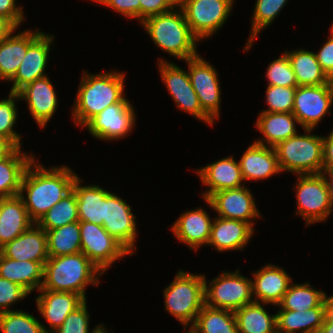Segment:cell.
Listing matches in <instances>:
<instances>
[{
	"instance_id": "1",
	"label": "cell",
	"mask_w": 333,
	"mask_h": 333,
	"mask_svg": "<svg viewBox=\"0 0 333 333\" xmlns=\"http://www.w3.org/2000/svg\"><path fill=\"white\" fill-rule=\"evenodd\" d=\"M35 161L34 158L23 175L19 196L30 219L37 223L49 209L72 191L78 175L67 166L48 169Z\"/></svg>"
},
{
	"instance_id": "2",
	"label": "cell",
	"mask_w": 333,
	"mask_h": 333,
	"mask_svg": "<svg viewBox=\"0 0 333 333\" xmlns=\"http://www.w3.org/2000/svg\"><path fill=\"white\" fill-rule=\"evenodd\" d=\"M85 72L83 71L71 115L74 124L82 128L105 108L119 103L125 97V72Z\"/></svg>"
},
{
	"instance_id": "3",
	"label": "cell",
	"mask_w": 333,
	"mask_h": 333,
	"mask_svg": "<svg viewBox=\"0 0 333 333\" xmlns=\"http://www.w3.org/2000/svg\"><path fill=\"white\" fill-rule=\"evenodd\" d=\"M103 274L82 252L49 257L44 264L40 290L76 293L87 300V285L98 286Z\"/></svg>"
},
{
	"instance_id": "4",
	"label": "cell",
	"mask_w": 333,
	"mask_h": 333,
	"mask_svg": "<svg viewBox=\"0 0 333 333\" xmlns=\"http://www.w3.org/2000/svg\"><path fill=\"white\" fill-rule=\"evenodd\" d=\"M177 9L151 16L140 24L158 48L184 61L199 54V40L192 34L183 10L179 6Z\"/></svg>"
},
{
	"instance_id": "5",
	"label": "cell",
	"mask_w": 333,
	"mask_h": 333,
	"mask_svg": "<svg viewBox=\"0 0 333 333\" xmlns=\"http://www.w3.org/2000/svg\"><path fill=\"white\" fill-rule=\"evenodd\" d=\"M204 285V274H192L179 269L174 280L163 291L165 310L173 315L185 330L195 323L197 315L205 305Z\"/></svg>"
},
{
	"instance_id": "6",
	"label": "cell",
	"mask_w": 333,
	"mask_h": 333,
	"mask_svg": "<svg viewBox=\"0 0 333 333\" xmlns=\"http://www.w3.org/2000/svg\"><path fill=\"white\" fill-rule=\"evenodd\" d=\"M280 143L274 149L281 172L297 175L323 173V136L314 135L313 129H304Z\"/></svg>"
},
{
	"instance_id": "7",
	"label": "cell",
	"mask_w": 333,
	"mask_h": 333,
	"mask_svg": "<svg viewBox=\"0 0 333 333\" xmlns=\"http://www.w3.org/2000/svg\"><path fill=\"white\" fill-rule=\"evenodd\" d=\"M296 215L306 221V225L326 221L333 212V198L325 173L297 175Z\"/></svg>"
},
{
	"instance_id": "8",
	"label": "cell",
	"mask_w": 333,
	"mask_h": 333,
	"mask_svg": "<svg viewBox=\"0 0 333 333\" xmlns=\"http://www.w3.org/2000/svg\"><path fill=\"white\" fill-rule=\"evenodd\" d=\"M225 271L212 279L208 285L205 278V305L216 309L235 311L254 302L252 280L239 273Z\"/></svg>"
},
{
	"instance_id": "9",
	"label": "cell",
	"mask_w": 333,
	"mask_h": 333,
	"mask_svg": "<svg viewBox=\"0 0 333 333\" xmlns=\"http://www.w3.org/2000/svg\"><path fill=\"white\" fill-rule=\"evenodd\" d=\"M234 0H179L192 34L199 40L212 37L228 20Z\"/></svg>"
},
{
	"instance_id": "10",
	"label": "cell",
	"mask_w": 333,
	"mask_h": 333,
	"mask_svg": "<svg viewBox=\"0 0 333 333\" xmlns=\"http://www.w3.org/2000/svg\"><path fill=\"white\" fill-rule=\"evenodd\" d=\"M81 252L103 273L131 253L101 225L80 221Z\"/></svg>"
},
{
	"instance_id": "11",
	"label": "cell",
	"mask_w": 333,
	"mask_h": 333,
	"mask_svg": "<svg viewBox=\"0 0 333 333\" xmlns=\"http://www.w3.org/2000/svg\"><path fill=\"white\" fill-rule=\"evenodd\" d=\"M160 77L166 85L177 108L191 114L196 119L213 126L214 122L203 112L198 96L192 87L188 71L164 59H158Z\"/></svg>"
},
{
	"instance_id": "12",
	"label": "cell",
	"mask_w": 333,
	"mask_h": 333,
	"mask_svg": "<svg viewBox=\"0 0 333 333\" xmlns=\"http://www.w3.org/2000/svg\"><path fill=\"white\" fill-rule=\"evenodd\" d=\"M188 73L203 112L214 122L220 116L221 89L218 74L213 65L199 54L185 60Z\"/></svg>"
},
{
	"instance_id": "13",
	"label": "cell",
	"mask_w": 333,
	"mask_h": 333,
	"mask_svg": "<svg viewBox=\"0 0 333 333\" xmlns=\"http://www.w3.org/2000/svg\"><path fill=\"white\" fill-rule=\"evenodd\" d=\"M333 104V84L298 86L292 114L303 129L316 128Z\"/></svg>"
},
{
	"instance_id": "14",
	"label": "cell",
	"mask_w": 333,
	"mask_h": 333,
	"mask_svg": "<svg viewBox=\"0 0 333 333\" xmlns=\"http://www.w3.org/2000/svg\"><path fill=\"white\" fill-rule=\"evenodd\" d=\"M135 120L134 107L124 97L94 116L84 127L94 138L113 141L128 136L136 124Z\"/></svg>"
},
{
	"instance_id": "15",
	"label": "cell",
	"mask_w": 333,
	"mask_h": 333,
	"mask_svg": "<svg viewBox=\"0 0 333 333\" xmlns=\"http://www.w3.org/2000/svg\"><path fill=\"white\" fill-rule=\"evenodd\" d=\"M125 201L111 192L105 197L103 227L133 255L138 232L136 217Z\"/></svg>"
},
{
	"instance_id": "16",
	"label": "cell",
	"mask_w": 333,
	"mask_h": 333,
	"mask_svg": "<svg viewBox=\"0 0 333 333\" xmlns=\"http://www.w3.org/2000/svg\"><path fill=\"white\" fill-rule=\"evenodd\" d=\"M251 191L245 187L217 191L208 199H204L208 206L217 212L218 217L241 220L254 227V219L261 213L255 204Z\"/></svg>"
},
{
	"instance_id": "17",
	"label": "cell",
	"mask_w": 333,
	"mask_h": 333,
	"mask_svg": "<svg viewBox=\"0 0 333 333\" xmlns=\"http://www.w3.org/2000/svg\"><path fill=\"white\" fill-rule=\"evenodd\" d=\"M54 35L43 32L27 49V53L17 69L15 76L10 80L13 85L11 93H17L21 88L36 79L47 76L45 73L48 64L50 48L53 46Z\"/></svg>"
},
{
	"instance_id": "18",
	"label": "cell",
	"mask_w": 333,
	"mask_h": 333,
	"mask_svg": "<svg viewBox=\"0 0 333 333\" xmlns=\"http://www.w3.org/2000/svg\"><path fill=\"white\" fill-rule=\"evenodd\" d=\"M17 94L21 101L27 102L30 115L36 124L41 128L47 126L58 107L57 95L49 76L27 84Z\"/></svg>"
},
{
	"instance_id": "19",
	"label": "cell",
	"mask_w": 333,
	"mask_h": 333,
	"mask_svg": "<svg viewBox=\"0 0 333 333\" xmlns=\"http://www.w3.org/2000/svg\"><path fill=\"white\" fill-rule=\"evenodd\" d=\"M252 275L254 302L263 303V305L277 306L292 282L291 276L283 268L274 264L264 265Z\"/></svg>"
},
{
	"instance_id": "20",
	"label": "cell",
	"mask_w": 333,
	"mask_h": 333,
	"mask_svg": "<svg viewBox=\"0 0 333 333\" xmlns=\"http://www.w3.org/2000/svg\"><path fill=\"white\" fill-rule=\"evenodd\" d=\"M0 253L17 261L46 262L49 258L47 233L37 223L0 248Z\"/></svg>"
},
{
	"instance_id": "21",
	"label": "cell",
	"mask_w": 333,
	"mask_h": 333,
	"mask_svg": "<svg viewBox=\"0 0 333 333\" xmlns=\"http://www.w3.org/2000/svg\"><path fill=\"white\" fill-rule=\"evenodd\" d=\"M195 171L200 176L203 185L207 187V191L202 193L204 199H208L217 191L244 186L239 163L231 155Z\"/></svg>"
},
{
	"instance_id": "22",
	"label": "cell",
	"mask_w": 333,
	"mask_h": 333,
	"mask_svg": "<svg viewBox=\"0 0 333 333\" xmlns=\"http://www.w3.org/2000/svg\"><path fill=\"white\" fill-rule=\"evenodd\" d=\"M38 291L41 293L35 298L38 311L50 326V329H46V333L55 332L64 323L67 316L86 301L76 293Z\"/></svg>"
},
{
	"instance_id": "23",
	"label": "cell",
	"mask_w": 333,
	"mask_h": 333,
	"mask_svg": "<svg viewBox=\"0 0 333 333\" xmlns=\"http://www.w3.org/2000/svg\"><path fill=\"white\" fill-rule=\"evenodd\" d=\"M212 223L213 220L203 208H195L182 213L171 230L178 241L188 245L190 250H197L208 244Z\"/></svg>"
},
{
	"instance_id": "24",
	"label": "cell",
	"mask_w": 333,
	"mask_h": 333,
	"mask_svg": "<svg viewBox=\"0 0 333 333\" xmlns=\"http://www.w3.org/2000/svg\"><path fill=\"white\" fill-rule=\"evenodd\" d=\"M254 233V228L247 222L214 217L208 246L223 252L243 250Z\"/></svg>"
},
{
	"instance_id": "25",
	"label": "cell",
	"mask_w": 333,
	"mask_h": 333,
	"mask_svg": "<svg viewBox=\"0 0 333 333\" xmlns=\"http://www.w3.org/2000/svg\"><path fill=\"white\" fill-rule=\"evenodd\" d=\"M244 182L268 179L281 172L274 147L252 144L238 161Z\"/></svg>"
},
{
	"instance_id": "26",
	"label": "cell",
	"mask_w": 333,
	"mask_h": 333,
	"mask_svg": "<svg viewBox=\"0 0 333 333\" xmlns=\"http://www.w3.org/2000/svg\"><path fill=\"white\" fill-rule=\"evenodd\" d=\"M42 33L39 29L38 31L37 29L36 31L26 29L16 35L13 32L0 42V80L10 82L21 65L28 47Z\"/></svg>"
},
{
	"instance_id": "27",
	"label": "cell",
	"mask_w": 333,
	"mask_h": 333,
	"mask_svg": "<svg viewBox=\"0 0 333 333\" xmlns=\"http://www.w3.org/2000/svg\"><path fill=\"white\" fill-rule=\"evenodd\" d=\"M298 119L292 113L261 111L256 128L263 135V139L254 140V143L275 147L278 143L298 134L296 130Z\"/></svg>"
},
{
	"instance_id": "28",
	"label": "cell",
	"mask_w": 333,
	"mask_h": 333,
	"mask_svg": "<svg viewBox=\"0 0 333 333\" xmlns=\"http://www.w3.org/2000/svg\"><path fill=\"white\" fill-rule=\"evenodd\" d=\"M33 223L19 195L0 198V248L25 232Z\"/></svg>"
},
{
	"instance_id": "29",
	"label": "cell",
	"mask_w": 333,
	"mask_h": 333,
	"mask_svg": "<svg viewBox=\"0 0 333 333\" xmlns=\"http://www.w3.org/2000/svg\"><path fill=\"white\" fill-rule=\"evenodd\" d=\"M78 176L74 180L72 190L76 194L79 221H87L103 226L105 197L110 193L99 185H81Z\"/></svg>"
},
{
	"instance_id": "30",
	"label": "cell",
	"mask_w": 333,
	"mask_h": 333,
	"mask_svg": "<svg viewBox=\"0 0 333 333\" xmlns=\"http://www.w3.org/2000/svg\"><path fill=\"white\" fill-rule=\"evenodd\" d=\"M45 262L17 261L0 253V277L15 282L29 293L40 290Z\"/></svg>"
},
{
	"instance_id": "31",
	"label": "cell",
	"mask_w": 333,
	"mask_h": 333,
	"mask_svg": "<svg viewBox=\"0 0 333 333\" xmlns=\"http://www.w3.org/2000/svg\"><path fill=\"white\" fill-rule=\"evenodd\" d=\"M29 155V156H28ZM34 156L16 147L0 160V198L18 196L23 175Z\"/></svg>"
},
{
	"instance_id": "32",
	"label": "cell",
	"mask_w": 333,
	"mask_h": 333,
	"mask_svg": "<svg viewBox=\"0 0 333 333\" xmlns=\"http://www.w3.org/2000/svg\"><path fill=\"white\" fill-rule=\"evenodd\" d=\"M284 52L290 60L298 86L333 84V81L322 70L315 52L304 49Z\"/></svg>"
},
{
	"instance_id": "33",
	"label": "cell",
	"mask_w": 333,
	"mask_h": 333,
	"mask_svg": "<svg viewBox=\"0 0 333 333\" xmlns=\"http://www.w3.org/2000/svg\"><path fill=\"white\" fill-rule=\"evenodd\" d=\"M324 321V307L306 311L278 310L277 333H318Z\"/></svg>"
},
{
	"instance_id": "34",
	"label": "cell",
	"mask_w": 333,
	"mask_h": 333,
	"mask_svg": "<svg viewBox=\"0 0 333 333\" xmlns=\"http://www.w3.org/2000/svg\"><path fill=\"white\" fill-rule=\"evenodd\" d=\"M239 333H277L276 314L270 315L259 302L234 311Z\"/></svg>"
},
{
	"instance_id": "35",
	"label": "cell",
	"mask_w": 333,
	"mask_h": 333,
	"mask_svg": "<svg viewBox=\"0 0 333 333\" xmlns=\"http://www.w3.org/2000/svg\"><path fill=\"white\" fill-rule=\"evenodd\" d=\"M190 333H239L234 311L204 305L197 315Z\"/></svg>"
},
{
	"instance_id": "36",
	"label": "cell",
	"mask_w": 333,
	"mask_h": 333,
	"mask_svg": "<svg viewBox=\"0 0 333 333\" xmlns=\"http://www.w3.org/2000/svg\"><path fill=\"white\" fill-rule=\"evenodd\" d=\"M49 257H58L81 252L80 221L45 230Z\"/></svg>"
},
{
	"instance_id": "37",
	"label": "cell",
	"mask_w": 333,
	"mask_h": 333,
	"mask_svg": "<svg viewBox=\"0 0 333 333\" xmlns=\"http://www.w3.org/2000/svg\"><path fill=\"white\" fill-rule=\"evenodd\" d=\"M324 291L314 289L310 283L289 285L282 301L276 306L279 310L306 311L315 307H323Z\"/></svg>"
},
{
	"instance_id": "38",
	"label": "cell",
	"mask_w": 333,
	"mask_h": 333,
	"mask_svg": "<svg viewBox=\"0 0 333 333\" xmlns=\"http://www.w3.org/2000/svg\"><path fill=\"white\" fill-rule=\"evenodd\" d=\"M79 221L76 194L72 190L37 222L44 230H52Z\"/></svg>"
},
{
	"instance_id": "39",
	"label": "cell",
	"mask_w": 333,
	"mask_h": 333,
	"mask_svg": "<svg viewBox=\"0 0 333 333\" xmlns=\"http://www.w3.org/2000/svg\"><path fill=\"white\" fill-rule=\"evenodd\" d=\"M288 0H256L252 15L251 34L245 45L247 52L260 32L267 28L278 16Z\"/></svg>"
},
{
	"instance_id": "40",
	"label": "cell",
	"mask_w": 333,
	"mask_h": 333,
	"mask_svg": "<svg viewBox=\"0 0 333 333\" xmlns=\"http://www.w3.org/2000/svg\"><path fill=\"white\" fill-rule=\"evenodd\" d=\"M2 333H46V327L34 316L23 310L0 313Z\"/></svg>"
},
{
	"instance_id": "41",
	"label": "cell",
	"mask_w": 333,
	"mask_h": 333,
	"mask_svg": "<svg viewBox=\"0 0 333 333\" xmlns=\"http://www.w3.org/2000/svg\"><path fill=\"white\" fill-rule=\"evenodd\" d=\"M16 100L20 101L19 95L11 92L7 99L0 100V135L7 138L15 147H21V135L13 129L19 115Z\"/></svg>"
},
{
	"instance_id": "42",
	"label": "cell",
	"mask_w": 333,
	"mask_h": 333,
	"mask_svg": "<svg viewBox=\"0 0 333 333\" xmlns=\"http://www.w3.org/2000/svg\"><path fill=\"white\" fill-rule=\"evenodd\" d=\"M266 78L268 85L298 87L295 73L285 52L268 65Z\"/></svg>"
},
{
	"instance_id": "43",
	"label": "cell",
	"mask_w": 333,
	"mask_h": 333,
	"mask_svg": "<svg viewBox=\"0 0 333 333\" xmlns=\"http://www.w3.org/2000/svg\"><path fill=\"white\" fill-rule=\"evenodd\" d=\"M295 91L296 87L268 85L265 98L269 107L262 111L292 113Z\"/></svg>"
},
{
	"instance_id": "44",
	"label": "cell",
	"mask_w": 333,
	"mask_h": 333,
	"mask_svg": "<svg viewBox=\"0 0 333 333\" xmlns=\"http://www.w3.org/2000/svg\"><path fill=\"white\" fill-rule=\"evenodd\" d=\"M86 301L76 310L71 312L64 323L53 333H94L102 324H99L89 332V318Z\"/></svg>"
},
{
	"instance_id": "45",
	"label": "cell",
	"mask_w": 333,
	"mask_h": 333,
	"mask_svg": "<svg viewBox=\"0 0 333 333\" xmlns=\"http://www.w3.org/2000/svg\"><path fill=\"white\" fill-rule=\"evenodd\" d=\"M30 293L19 284L0 277V313L9 309L17 301H21Z\"/></svg>"
},
{
	"instance_id": "46",
	"label": "cell",
	"mask_w": 333,
	"mask_h": 333,
	"mask_svg": "<svg viewBox=\"0 0 333 333\" xmlns=\"http://www.w3.org/2000/svg\"><path fill=\"white\" fill-rule=\"evenodd\" d=\"M140 23L145 19L169 12L178 7L179 0H139Z\"/></svg>"
},
{
	"instance_id": "47",
	"label": "cell",
	"mask_w": 333,
	"mask_h": 333,
	"mask_svg": "<svg viewBox=\"0 0 333 333\" xmlns=\"http://www.w3.org/2000/svg\"><path fill=\"white\" fill-rule=\"evenodd\" d=\"M92 1V0H91ZM99 4H103L107 8L115 10L120 15L140 22V1L139 0H93Z\"/></svg>"
},
{
	"instance_id": "48",
	"label": "cell",
	"mask_w": 333,
	"mask_h": 333,
	"mask_svg": "<svg viewBox=\"0 0 333 333\" xmlns=\"http://www.w3.org/2000/svg\"><path fill=\"white\" fill-rule=\"evenodd\" d=\"M322 44L321 49L315 53L322 70L333 81V34Z\"/></svg>"
},
{
	"instance_id": "49",
	"label": "cell",
	"mask_w": 333,
	"mask_h": 333,
	"mask_svg": "<svg viewBox=\"0 0 333 333\" xmlns=\"http://www.w3.org/2000/svg\"><path fill=\"white\" fill-rule=\"evenodd\" d=\"M22 6L16 4V0H0V15L10 19L17 27L25 20Z\"/></svg>"
},
{
	"instance_id": "50",
	"label": "cell",
	"mask_w": 333,
	"mask_h": 333,
	"mask_svg": "<svg viewBox=\"0 0 333 333\" xmlns=\"http://www.w3.org/2000/svg\"><path fill=\"white\" fill-rule=\"evenodd\" d=\"M333 171V130L323 136V173Z\"/></svg>"
},
{
	"instance_id": "51",
	"label": "cell",
	"mask_w": 333,
	"mask_h": 333,
	"mask_svg": "<svg viewBox=\"0 0 333 333\" xmlns=\"http://www.w3.org/2000/svg\"><path fill=\"white\" fill-rule=\"evenodd\" d=\"M18 27L8 18L0 15V42L13 34Z\"/></svg>"
},
{
	"instance_id": "52",
	"label": "cell",
	"mask_w": 333,
	"mask_h": 333,
	"mask_svg": "<svg viewBox=\"0 0 333 333\" xmlns=\"http://www.w3.org/2000/svg\"><path fill=\"white\" fill-rule=\"evenodd\" d=\"M324 321H333V295L328 297L326 294L323 299Z\"/></svg>"
},
{
	"instance_id": "53",
	"label": "cell",
	"mask_w": 333,
	"mask_h": 333,
	"mask_svg": "<svg viewBox=\"0 0 333 333\" xmlns=\"http://www.w3.org/2000/svg\"><path fill=\"white\" fill-rule=\"evenodd\" d=\"M15 148L7 138L0 135V160L8 156Z\"/></svg>"
},
{
	"instance_id": "54",
	"label": "cell",
	"mask_w": 333,
	"mask_h": 333,
	"mask_svg": "<svg viewBox=\"0 0 333 333\" xmlns=\"http://www.w3.org/2000/svg\"><path fill=\"white\" fill-rule=\"evenodd\" d=\"M318 333H333V321H323Z\"/></svg>"
},
{
	"instance_id": "55",
	"label": "cell",
	"mask_w": 333,
	"mask_h": 333,
	"mask_svg": "<svg viewBox=\"0 0 333 333\" xmlns=\"http://www.w3.org/2000/svg\"><path fill=\"white\" fill-rule=\"evenodd\" d=\"M325 175L328 178L329 184H330V189L332 192V198H333V171H327Z\"/></svg>"
},
{
	"instance_id": "56",
	"label": "cell",
	"mask_w": 333,
	"mask_h": 333,
	"mask_svg": "<svg viewBox=\"0 0 333 333\" xmlns=\"http://www.w3.org/2000/svg\"><path fill=\"white\" fill-rule=\"evenodd\" d=\"M94 333H108L106 327L102 325Z\"/></svg>"
},
{
	"instance_id": "57",
	"label": "cell",
	"mask_w": 333,
	"mask_h": 333,
	"mask_svg": "<svg viewBox=\"0 0 333 333\" xmlns=\"http://www.w3.org/2000/svg\"><path fill=\"white\" fill-rule=\"evenodd\" d=\"M329 30L333 34V25H332L331 29H329Z\"/></svg>"
}]
</instances>
